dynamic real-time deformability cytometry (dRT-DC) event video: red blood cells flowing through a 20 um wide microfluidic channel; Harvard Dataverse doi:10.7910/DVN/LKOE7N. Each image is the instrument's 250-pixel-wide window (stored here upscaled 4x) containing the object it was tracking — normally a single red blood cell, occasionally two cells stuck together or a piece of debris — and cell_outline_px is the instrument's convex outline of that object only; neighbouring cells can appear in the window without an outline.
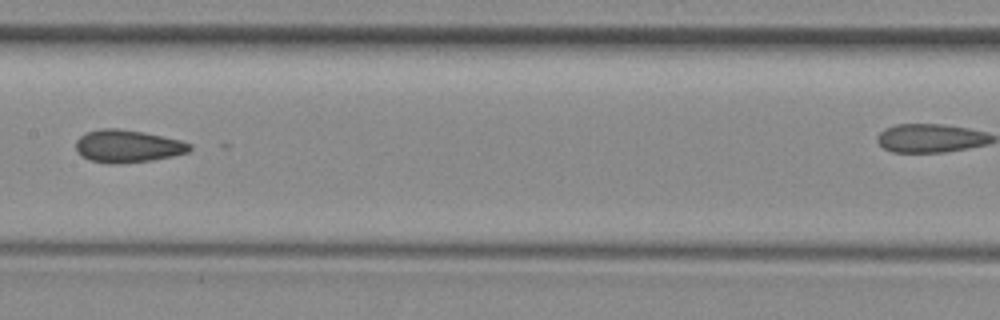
{"species": "common noctule bat (a hibernating species)", "species_latin": "Nyctalus noctula", "temperature_condition": "room temperature", "stored_images_in_passage": 6, "segment_of_instrument_passage": [1, 2], "camera_frame_rate_fps": 3000, "um_per_image_px": 0.085, "animal": {"sex": "female", "body_mass_g": 29.2, "forearm_length_mm": 56.3}, "frame": {"image": 1, "passage_image": 5, "time_ms": 5.333, "image_size_px": [1000, 320], "cell_outline_px": [[192, 148], [188, 152], [172, 156], [152, 160], [116, 164], [108, 164], [88, 160], [80, 156], [76, 148], [76, 140], [80, 136], [88, 132], [104, 128], [116, 128], [144, 132], [180, 140], [192, 144]], "centroid_in_image_um": [10.83, 12.43], "position_along_channel_um": 196.6, "area_um2": 21.68}}